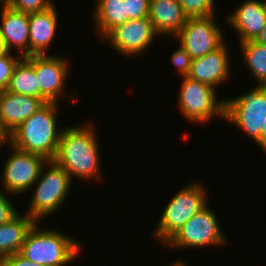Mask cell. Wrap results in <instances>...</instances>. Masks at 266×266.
I'll use <instances>...</instances> for the list:
<instances>
[{"label":"cell","instance_id":"obj_1","mask_svg":"<svg viewBox=\"0 0 266 266\" xmlns=\"http://www.w3.org/2000/svg\"><path fill=\"white\" fill-rule=\"evenodd\" d=\"M81 123L84 125L74 124L63 129L53 161L69 174L73 182L75 178L86 183L91 180L99 182L103 178L100 139L95 123Z\"/></svg>","mask_w":266,"mask_h":266},{"label":"cell","instance_id":"obj_2","mask_svg":"<svg viewBox=\"0 0 266 266\" xmlns=\"http://www.w3.org/2000/svg\"><path fill=\"white\" fill-rule=\"evenodd\" d=\"M59 105L46 103L12 132L10 144L21 151L53 161L64 129L57 123Z\"/></svg>","mask_w":266,"mask_h":266},{"label":"cell","instance_id":"obj_3","mask_svg":"<svg viewBox=\"0 0 266 266\" xmlns=\"http://www.w3.org/2000/svg\"><path fill=\"white\" fill-rule=\"evenodd\" d=\"M41 223L36 222L29 230L19 253L42 266H69L81 255L83 245L62 230L41 228Z\"/></svg>","mask_w":266,"mask_h":266},{"label":"cell","instance_id":"obj_4","mask_svg":"<svg viewBox=\"0 0 266 266\" xmlns=\"http://www.w3.org/2000/svg\"><path fill=\"white\" fill-rule=\"evenodd\" d=\"M206 190L201 181L183 185L162 210L153 239L163 246L191 217L206 207L209 203Z\"/></svg>","mask_w":266,"mask_h":266},{"label":"cell","instance_id":"obj_5","mask_svg":"<svg viewBox=\"0 0 266 266\" xmlns=\"http://www.w3.org/2000/svg\"><path fill=\"white\" fill-rule=\"evenodd\" d=\"M73 185L69 174L54 161H47L33 185L27 212L36 222L46 219L68 200V193ZM35 186V187H34Z\"/></svg>","mask_w":266,"mask_h":266},{"label":"cell","instance_id":"obj_6","mask_svg":"<svg viewBox=\"0 0 266 266\" xmlns=\"http://www.w3.org/2000/svg\"><path fill=\"white\" fill-rule=\"evenodd\" d=\"M181 79L177 108L187 122L200 125L214 117L225 120V99L217 97L216 88L188 77Z\"/></svg>","mask_w":266,"mask_h":266},{"label":"cell","instance_id":"obj_7","mask_svg":"<svg viewBox=\"0 0 266 266\" xmlns=\"http://www.w3.org/2000/svg\"><path fill=\"white\" fill-rule=\"evenodd\" d=\"M219 216L209 204L191 217L165 244L172 251L227 246V235L221 227ZM208 246V247H207Z\"/></svg>","mask_w":266,"mask_h":266},{"label":"cell","instance_id":"obj_8","mask_svg":"<svg viewBox=\"0 0 266 266\" xmlns=\"http://www.w3.org/2000/svg\"><path fill=\"white\" fill-rule=\"evenodd\" d=\"M225 122L239 128L254 143L266 122V86H252L236 97L225 99Z\"/></svg>","mask_w":266,"mask_h":266},{"label":"cell","instance_id":"obj_9","mask_svg":"<svg viewBox=\"0 0 266 266\" xmlns=\"http://www.w3.org/2000/svg\"><path fill=\"white\" fill-rule=\"evenodd\" d=\"M8 147L10 153L1 168L0 188L13 197L32 189L48 160L40 155L21 151L11 144Z\"/></svg>","mask_w":266,"mask_h":266},{"label":"cell","instance_id":"obj_10","mask_svg":"<svg viewBox=\"0 0 266 266\" xmlns=\"http://www.w3.org/2000/svg\"><path fill=\"white\" fill-rule=\"evenodd\" d=\"M217 14L188 18L182 29L172 38L184 48L192 59L200 58L219 48L225 41Z\"/></svg>","mask_w":266,"mask_h":266},{"label":"cell","instance_id":"obj_11","mask_svg":"<svg viewBox=\"0 0 266 266\" xmlns=\"http://www.w3.org/2000/svg\"><path fill=\"white\" fill-rule=\"evenodd\" d=\"M157 37L159 38L149 18H142L128 20L116 26L102 39V42L107 41L114 51L128 59L145 55Z\"/></svg>","mask_w":266,"mask_h":266},{"label":"cell","instance_id":"obj_12","mask_svg":"<svg viewBox=\"0 0 266 266\" xmlns=\"http://www.w3.org/2000/svg\"><path fill=\"white\" fill-rule=\"evenodd\" d=\"M67 58V59H66ZM49 54L35 55V75L39 86V98L45 103H59L67 97L65 87L70 72L68 57ZM66 90V91H65Z\"/></svg>","mask_w":266,"mask_h":266},{"label":"cell","instance_id":"obj_13","mask_svg":"<svg viewBox=\"0 0 266 266\" xmlns=\"http://www.w3.org/2000/svg\"><path fill=\"white\" fill-rule=\"evenodd\" d=\"M200 58L192 59L188 78L217 88L232 77L229 43ZM231 74V76H230Z\"/></svg>","mask_w":266,"mask_h":266},{"label":"cell","instance_id":"obj_14","mask_svg":"<svg viewBox=\"0 0 266 266\" xmlns=\"http://www.w3.org/2000/svg\"><path fill=\"white\" fill-rule=\"evenodd\" d=\"M238 35L239 43L255 40L266 23V8L261 0H244L238 8L225 17Z\"/></svg>","mask_w":266,"mask_h":266},{"label":"cell","instance_id":"obj_15","mask_svg":"<svg viewBox=\"0 0 266 266\" xmlns=\"http://www.w3.org/2000/svg\"><path fill=\"white\" fill-rule=\"evenodd\" d=\"M0 35L9 52L29 56V14L13 9L9 5L0 6Z\"/></svg>","mask_w":266,"mask_h":266},{"label":"cell","instance_id":"obj_16","mask_svg":"<svg viewBox=\"0 0 266 266\" xmlns=\"http://www.w3.org/2000/svg\"><path fill=\"white\" fill-rule=\"evenodd\" d=\"M57 6L29 14V56L49 55L59 26ZM48 51V52H47Z\"/></svg>","mask_w":266,"mask_h":266},{"label":"cell","instance_id":"obj_17","mask_svg":"<svg viewBox=\"0 0 266 266\" xmlns=\"http://www.w3.org/2000/svg\"><path fill=\"white\" fill-rule=\"evenodd\" d=\"M149 20L159 38H173L185 25L188 17L178 0H150Z\"/></svg>","mask_w":266,"mask_h":266},{"label":"cell","instance_id":"obj_18","mask_svg":"<svg viewBox=\"0 0 266 266\" xmlns=\"http://www.w3.org/2000/svg\"><path fill=\"white\" fill-rule=\"evenodd\" d=\"M45 104L41 98L16 94L7 90L0 92L2 118L11 133Z\"/></svg>","mask_w":266,"mask_h":266},{"label":"cell","instance_id":"obj_19","mask_svg":"<svg viewBox=\"0 0 266 266\" xmlns=\"http://www.w3.org/2000/svg\"><path fill=\"white\" fill-rule=\"evenodd\" d=\"M93 6L91 10L92 21L95 22L93 30L100 41L116 26L129 20L124 0H95Z\"/></svg>","mask_w":266,"mask_h":266},{"label":"cell","instance_id":"obj_20","mask_svg":"<svg viewBox=\"0 0 266 266\" xmlns=\"http://www.w3.org/2000/svg\"><path fill=\"white\" fill-rule=\"evenodd\" d=\"M36 221L19 212L10 221L0 225V259L20 252L26 235Z\"/></svg>","mask_w":266,"mask_h":266},{"label":"cell","instance_id":"obj_21","mask_svg":"<svg viewBox=\"0 0 266 266\" xmlns=\"http://www.w3.org/2000/svg\"><path fill=\"white\" fill-rule=\"evenodd\" d=\"M35 75V55L23 57L15 66L7 91L39 98V86Z\"/></svg>","mask_w":266,"mask_h":266},{"label":"cell","instance_id":"obj_22","mask_svg":"<svg viewBox=\"0 0 266 266\" xmlns=\"http://www.w3.org/2000/svg\"><path fill=\"white\" fill-rule=\"evenodd\" d=\"M241 59L255 79V86H266V46L254 40L239 43Z\"/></svg>","mask_w":266,"mask_h":266},{"label":"cell","instance_id":"obj_23","mask_svg":"<svg viewBox=\"0 0 266 266\" xmlns=\"http://www.w3.org/2000/svg\"><path fill=\"white\" fill-rule=\"evenodd\" d=\"M188 18L207 17L216 13L215 0H178Z\"/></svg>","mask_w":266,"mask_h":266},{"label":"cell","instance_id":"obj_24","mask_svg":"<svg viewBox=\"0 0 266 266\" xmlns=\"http://www.w3.org/2000/svg\"><path fill=\"white\" fill-rule=\"evenodd\" d=\"M22 58V56L14 55L12 52L0 56V92L7 89L15 66Z\"/></svg>","mask_w":266,"mask_h":266},{"label":"cell","instance_id":"obj_25","mask_svg":"<svg viewBox=\"0 0 266 266\" xmlns=\"http://www.w3.org/2000/svg\"><path fill=\"white\" fill-rule=\"evenodd\" d=\"M52 1L53 0H13L9 6L15 10L30 14L45 11L53 7L56 4Z\"/></svg>","mask_w":266,"mask_h":266},{"label":"cell","instance_id":"obj_26","mask_svg":"<svg viewBox=\"0 0 266 266\" xmlns=\"http://www.w3.org/2000/svg\"><path fill=\"white\" fill-rule=\"evenodd\" d=\"M129 20L149 18L150 0H124Z\"/></svg>","mask_w":266,"mask_h":266},{"label":"cell","instance_id":"obj_27","mask_svg":"<svg viewBox=\"0 0 266 266\" xmlns=\"http://www.w3.org/2000/svg\"><path fill=\"white\" fill-rule=\"evenodd\" d=\"M171 62L177 68L180 77H187L192 63L191 56L179 44L171 55Z\"/></svg>","mask_w":266,"mask_h":266},{"label":"cell","instance_id":"obj_28","mask_svg":"<svg viewBox=\"0 0 266 266\" xmlns=\"http://www.w3.org/2000/svg\"><path fill=\"white\" fill-rule=\"evenodd\" d=\"M10 196L0 190V225L10 221L20 212L13 204L14 202L9 199Z\"/></svg>","mask_w":266,"mask_h":266},{"label":"cell","instance_id":"obj_29","mask_svg":"<svg viewBox=\"0 0 266 266\" xmlns=\"http://www.w3.org/2000/svg\"><path fill=\"white\" fill-rule=\"evenodd\" d=\"M3 260L7 266H42L37 263H33L32 261H29L28 259L23 257L19 252L10 256H6Z\"/></svg>","mask_w":266,"mask_h":266},{"label":"cell","instance_id":"obj_30","mask_svg":"<svg viewBox=\"0 0 266 266\" xmlns=\"http://www.w3.org/2000/svg\"><path fill=\"white\" fill-rule=\"evenodd\" d=\"M11 137L12 133L6 127L0 110V148H2V146L4 147V143H6V145L7 143L10 145Z\"/></svg>","mask_w":266,"mask_h":266},{"label":"cell","instance_id":"obj_31","mask_svg":"<svg viewBox=\"0 0 266 266\" xmlns=\"http://www.w3.org/2000/svg\"><path fill=\"white\" fill-rule=\"evenodd\" d=\"M255 144H257L260 149H262V151L266 153V122L262 127L260 138L255 142Z\"/></svg>","mask_w":266,"mask_h":266},{"label":"cell","instance_id":"obj_32","mask_svg":"<svg viewBox=\"0 0 266 266\" xmlns=\"http://www.w3.org/2000/svg\"><path fill=\"white\" fill-rule=\"evenodd\" d=\"M254 41L261 45L266 46V23H265L264 28L261 30L260 34Z\"/></svg>","mask_w":266,"mask_h":266},{"label":"cell","instance_id":"obj_33","mask_svg":"<svg viewBox=\"0 0 266 266\" xmlns=\"http://www.w3.org/2000/svg\"><path fill=\"white\" fill-rule=\"evenodd\" d=\"M7 53H9V51L7 50L5 42L0 35V56L5 55Z\"/></svg>","mask_w":266,"mask_h":266},{"label":"cell","instance_id":"obj_34","mask_svg":"<svg viewBox=\"0 0 266 266\" xmlns=\"http://www.w3.org/2000/svg\"><path fill=\"white\" fill-rule=\"evenodd\" d=\"M176 261V262H175ZM175 261L171 262V264H169L168 266H188L189 263H187V261L185 260H181L180 258L176 259Z\"/></svg>","mask_w":266,"mask_h":266},{"label":"cell","instance_id":"obj_35","mask_svg":"<svg viewBox=\"0 0 266 266\" xmlns=\"http://www.w3.org/2000/svg\"><path fill=\"white\" fill-rule=\"evenodd\" d=\"M13 0H0V6L1 5H9Z\"/></svg>","mask_w":266,"mask_h":266},{"label":"cell","instance_id":"obj_36","mask_svg":"<svg viewBox=\"0 0 266 266\" xmlns=\"http://www.w3.org/2000/svg\"><path fill=\"white\" fill-rule=\"evenodd\" d=\"M0 266H7L3 259H0Z\"/></svg>","mask_w":266,"mask_h":266},{"label":"cell","instance_id":"obj_37","mask_svg":"<svg viewBox=\"0 0 266 266\" xmlns=\"http://www.w3.org/2000/svg\"><path fill=\"white\" fill-rule=\"evenodd\" d=\"M263 3V6L266 8V0H261Z\"/></svg>","mask_w":266,"mask_h":266}]
</instances>
